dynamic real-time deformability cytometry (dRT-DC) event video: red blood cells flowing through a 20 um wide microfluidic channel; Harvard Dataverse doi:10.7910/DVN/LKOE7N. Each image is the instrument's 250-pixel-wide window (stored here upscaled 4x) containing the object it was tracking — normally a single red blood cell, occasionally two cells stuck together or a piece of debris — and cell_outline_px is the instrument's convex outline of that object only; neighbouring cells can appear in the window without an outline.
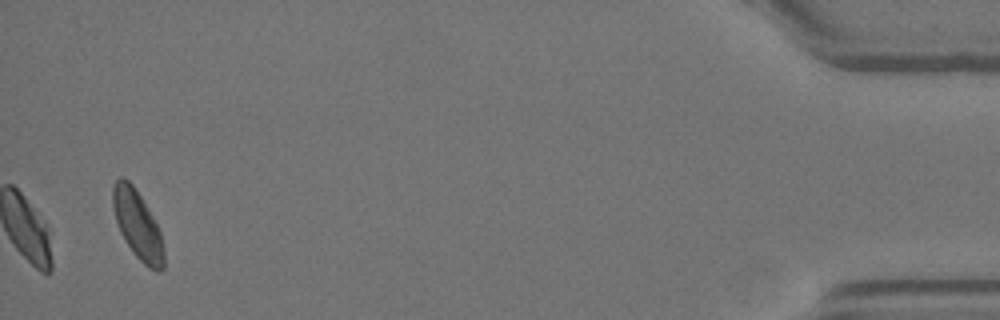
{"species": "Egyptian fruit bat (a non-hibernating species)", "species_latin": "Rousettus aegyptiacus", "temperature_condition": "warm", "stored_images_in_passage": 49, "camera_frame_rate_fps": 3000, "um_per_image_px": 0.085, "animal": {"sex": "female"}, "frame": {"image": 1, "passage_image": 49, "time_ms": 16.0, "image_size_px": [1000, 320], "cell_outline_px": [[164, 268], [160, 272], [156, 272], [148, 268], [132, 252], [124, 240], [120, 232], [112, 208], [112, 184], [120, 176], [124, 176], [132, 184], [140, 196], [152, 216], [160, 232], [164, 252]], "centroid_in_image_um": [11.67, 19.12], "position_along_channel_um": 423.5, "area_um2": 20.4}}